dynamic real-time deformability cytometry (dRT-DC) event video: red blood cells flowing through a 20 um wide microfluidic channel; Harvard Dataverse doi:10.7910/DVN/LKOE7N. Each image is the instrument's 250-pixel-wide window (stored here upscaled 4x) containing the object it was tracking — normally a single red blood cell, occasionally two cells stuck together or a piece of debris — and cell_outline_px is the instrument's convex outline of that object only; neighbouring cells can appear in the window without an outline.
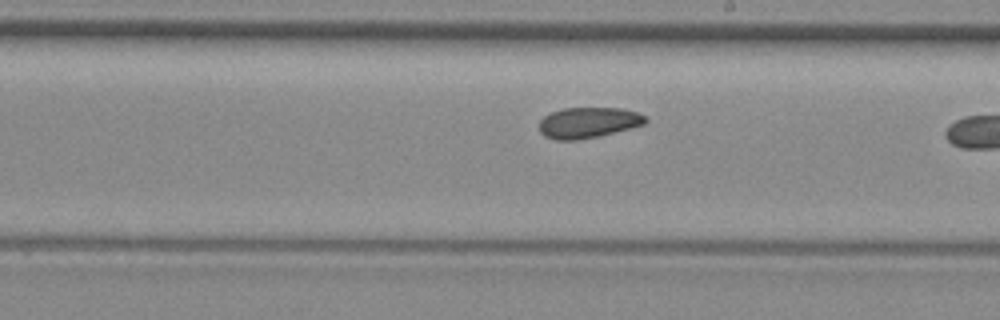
{"species": "common noctule bat (a hibernating species)", "species_latin": "Nyctalus noctula", "temperature_condition": "room temperature", "stored_images_in_passage": 37, "camera_frame_rate_fps": 3000, "um_per_image_px": 0.085, "animal": {"sex": "female", "body_mass_g": 29.2, "forearm_length_mm": 56.3}, "frame": {"image": 1, "passage_image": 27, "time_ms": 8.667, "image_size_px": [1000, 320], "cell_outline_px": [[648, 120], [644, 124], [596, 136], [576, 140], [556, 140], [544, 136], [540, 132], [540, 120], [544, 116], [552, 112], [564, 108], [620, 108], [640, 112], [648, 116]], "centroid_in_image_um": [50.01, 10.41], "position_along_channel_um": 239.0, "area_um2": 18.9}}